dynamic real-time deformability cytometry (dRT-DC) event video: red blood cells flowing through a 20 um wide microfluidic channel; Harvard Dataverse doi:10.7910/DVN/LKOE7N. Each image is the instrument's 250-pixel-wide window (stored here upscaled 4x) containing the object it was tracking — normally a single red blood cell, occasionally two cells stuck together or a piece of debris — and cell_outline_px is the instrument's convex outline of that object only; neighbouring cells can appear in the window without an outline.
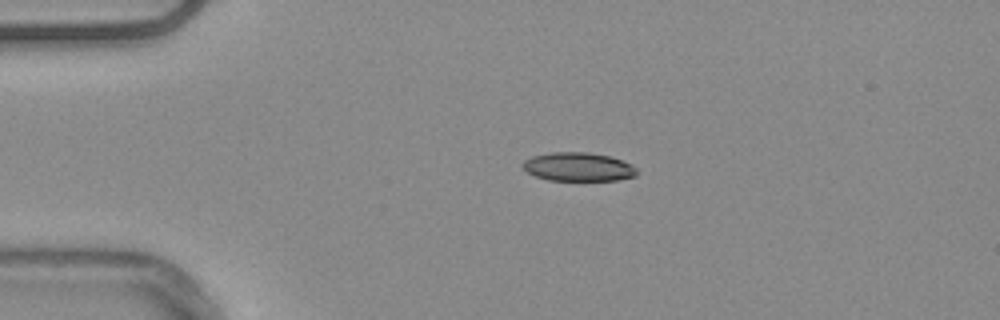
{"species": "common noctule bat (a hibernating species)", "species_latin": "Nyctalus noctula", "temperature_condition": "warm", "stored_images_in_passage": 43, "camera_frame_rate_fps": 3000, "um_per_image_px": 0.085, "animal": {"sex": "male", "body_mass_g": 20.4}, "frame": {"image": 1, "passage_image": 1, "time_ms": 0.0, "image_size_px": [1000, 320], "cell_outline_px": [[640, 172], [636, 176], [616, 180], [548, 180], [536, 176], [528, 172], [520, 164], [524, 160], [532, 156], [552, 152], [588, 152], [608, 156], [632, 164]], "centroid_in_image_um": [49.16, 14.18], "position_along_channel_um": 35.8, "area_um2": 19.07}}
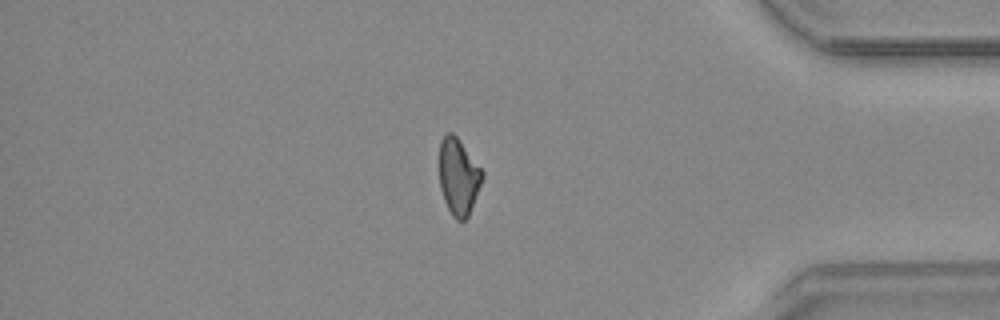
{"frame": {"image": 2, "passage_image": 35, "time_ms": 11.333, "image_size_px": [1000, 320], "cell_outline_px": [[484, 176], [468, 216], [464, 220], [456, 220], [452, 216], [444, 200], [440, 188], [440, 140], [448, 132], [452, 132], [456, 136], [484, 172]], "centroid_in_image_um": [38.97, 15.02], "position_along_channel_um": 396.2, "area_um2": 18.9}}
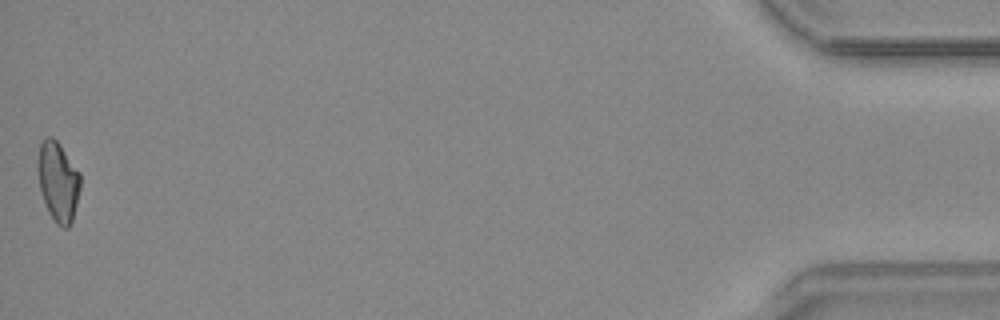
{"frame": {"image": 3, "passage_image": 43, "time_ms": 14.0, "image_size_px": [1000, 320], "cell_outline_px": [[80, 188], [72, 220], [68, 228], [64, 228], [56, 224], [48, 212], [40, 188], [36, 168], [36, 164], [40, 144], [48, 136], [52, 136], [60, 144], [80, 172]], "centroid_in_image_um": [4.92, 15.41], "position_along_channel_um": 430.3, "area_um2": 19.83}, "authors_computed_cell_mechanics": {"area_um2": 19.941, "velocity_mm_per_s": 3.7866, "shape_relaxation_time_tau1_ms": null, "shape_relaxation_time_tau2_ms": 7.0891, "deformation_change_tau1": null, "deformation_change_tau2": 0.1528}}